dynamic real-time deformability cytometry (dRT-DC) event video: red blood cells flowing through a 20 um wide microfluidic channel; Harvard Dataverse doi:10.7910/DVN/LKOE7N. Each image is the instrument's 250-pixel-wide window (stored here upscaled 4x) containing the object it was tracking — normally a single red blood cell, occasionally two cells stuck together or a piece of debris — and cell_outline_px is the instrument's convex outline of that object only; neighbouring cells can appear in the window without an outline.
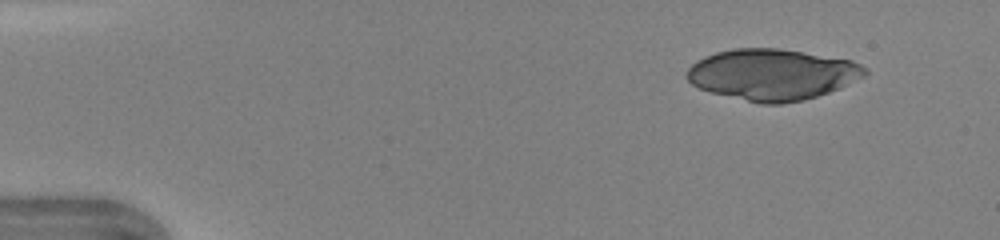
{"species": "human", "species_latin": "Homo sapiens", "temperature_condition": "warm", "stored_images_in_passage": 41, "segment_of_instrument_passage": [1, 2], "camera_frame_rate_fps": 3000, "um_per_image_px": 0.085, "donor": {"sex": "female"}, "frame": {"image": 1, "passage_image": 1, "time_ms": 0.0, "image_size_px": [1000, 240], "cell_outline_px": [[868, 72], [864, 76], [840, 88], [804, 100], [780, 104], [760, 104], [712, 92], [700, 88], [692, 84], [684, 76], [688, 68], [696, 60], [716, 52], [732, 48], [776, 48], [852, 60], [868, 68]], "centroid_in_image_um": [65.63, 6.33], "position_along_channel_um": 19.4, "area_um2": 52.94}}